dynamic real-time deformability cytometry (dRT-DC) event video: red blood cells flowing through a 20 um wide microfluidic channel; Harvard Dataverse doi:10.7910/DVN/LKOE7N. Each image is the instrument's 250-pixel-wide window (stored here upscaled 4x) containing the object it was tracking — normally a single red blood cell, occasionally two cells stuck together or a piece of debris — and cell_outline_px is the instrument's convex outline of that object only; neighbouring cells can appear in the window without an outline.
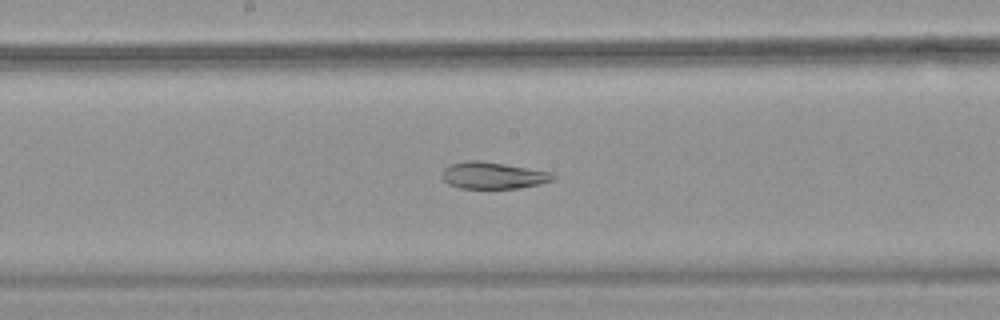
{"species": "common noctule bat (a hibernating species)", "species_latin": "Nyctalus noctula", "temperature_condition": "warm", "stored_images_in_passage": 53, "camera_frame_rate_fps": 3000, "um_per_image_px": 0.085, "animal": {"sex": "female", "body_mass_g": 18.4}, "frame": {"image": 1, "passage_image": 29, "time_ms": 9.333, "image_size_px": [1000, 320], "cell_outline_px": [[556, 176], [552, 180], [540, 184], [520, 188], [460, 188], [448, 184], [440, 176], [440, 172], [444, 168], [452, 164], [468, 160], [480, 160], [504, 164], [548, 172]], "centroid_in_image_um": [41.84, 14.92], "position_along_channel_um": 206.4, "area_um2": 17.17}}
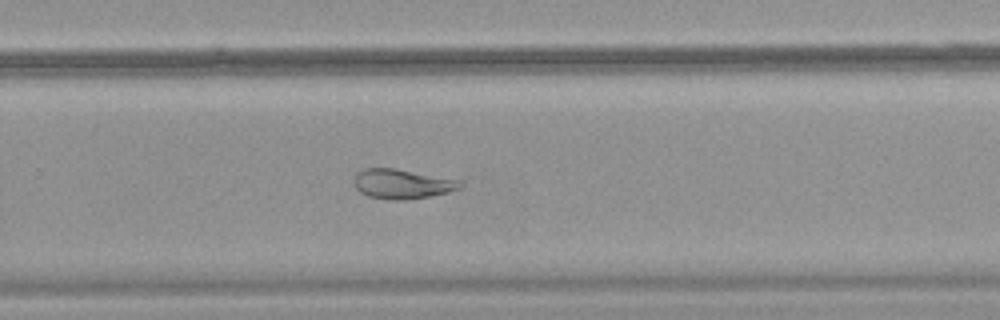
{"frame": {"image": 2, "passage_image": 36, "time_ms": 11.667, "image_size_px": [1000, 320], "cell_outline_px": [[460, 188], [448, 192], [432, 196], [404, 200], [388, 200], [368, 196], [360, 192], [356, 188], [356, 176], [364, 168], [396, 168], [460, 180]], "centroid_in_image_um": [34.2, 15.64], "position_along_channel_um": 295.6, "area_um2": 18.15}}
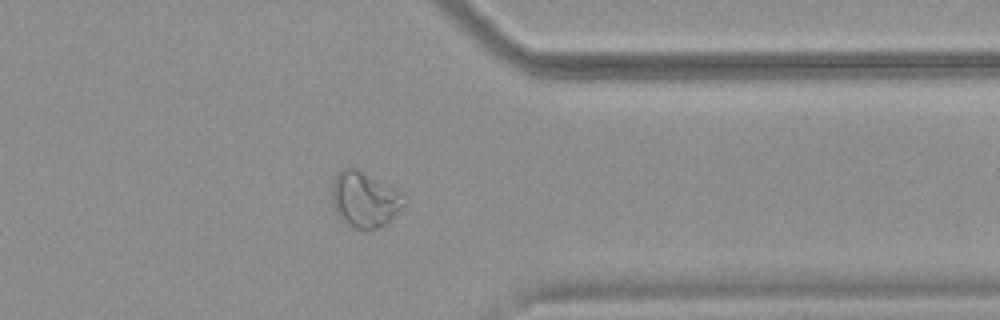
{"frame": {"image": 3, "passage_image": 43, "time_ms": 14.0, "image_size_px": [1000, 320], "cell_outline_px": [[408, 200], [384, 224], [376, 228], [356, 228], [348, 224], [336, 216], [332, 204], [332, 184], [336, 172], [340, 168], [348, 164], [404, 192], [408, 196]], "centroid_in_image_um": [30.96, 16.88], "position_along_channel_um": 380.4, "area_um2": 23.7}, "authors_computed_cell_mechanics": {"area_um2": 25.9522, "velocity_mm_per_s": 3.8381, "shape_relaxation_time_tau1_ms": null, "shape_relaxation_time_tau2_ms": 3.7874, "deformation_change_tau1": null, "deformation_change_tau2": 0.1141}}